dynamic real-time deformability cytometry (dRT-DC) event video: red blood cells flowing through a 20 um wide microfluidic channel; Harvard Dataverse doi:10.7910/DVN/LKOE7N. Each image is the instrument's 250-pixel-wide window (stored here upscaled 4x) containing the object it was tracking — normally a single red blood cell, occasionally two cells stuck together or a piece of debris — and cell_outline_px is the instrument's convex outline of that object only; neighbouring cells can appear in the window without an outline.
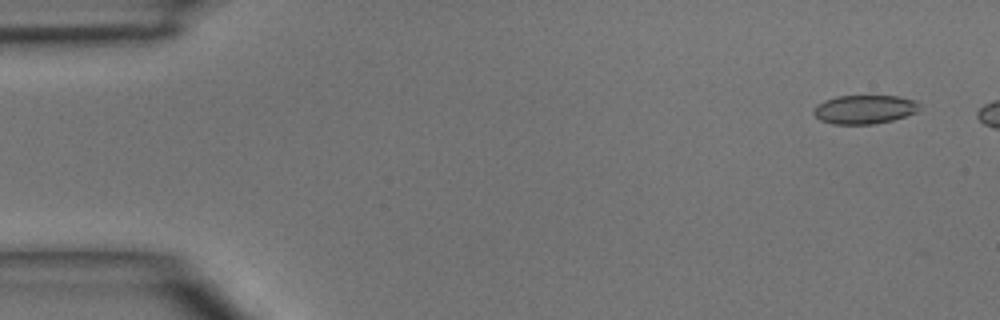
{"species": "common noctule bat (a hibernating species)", "species_latin": "Nyctalus noctula", "temperature_condition": "room temperature", "stored_images_in_passage": 2, "camera_frame_rate_fps": 3000, "um_per_image_px": 0.085, "animal": {"sex": "male", "body_mass_g": 15.6}, "frame": {"image": 1, "passage_image": 1, "time_ms": 0.0, "image_size_px": [1000, 320], "cell_outline_px": [[920, 108], [916, 112], [892, 120], [872, 124], [832, 124], [820, 120], [812, 112], [816, 104], [824, 100], [836, 96], [900, 96], [916, 100], [920, 104]], "centroid_in_image_um": [73.47, 9.29], "position_along_channel_um": 11.5, "area_um2": 17.86}}